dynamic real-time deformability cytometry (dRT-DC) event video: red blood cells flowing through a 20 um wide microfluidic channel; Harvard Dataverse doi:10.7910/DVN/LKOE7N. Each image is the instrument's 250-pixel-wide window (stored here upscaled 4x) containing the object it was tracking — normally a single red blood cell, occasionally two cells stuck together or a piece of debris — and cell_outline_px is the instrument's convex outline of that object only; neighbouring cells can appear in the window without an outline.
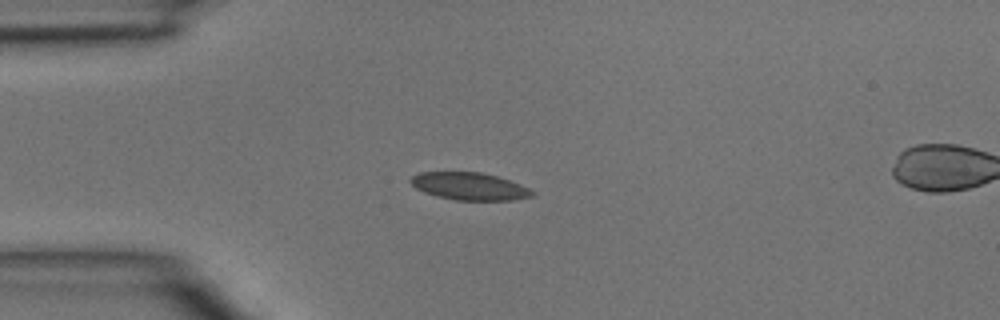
{"species": "common noctule bat (a hibernating species)", "species_latin": "Nyctalus noctula", "temperature_condition": "room temperature", "stored_images_in_passage": 2, "segment_of_instrument_passage": [1, 2], "camera_frame_rate_fps": 3000, "um_per_image_px": 0.085, "animal": {"sex": "male", "body_mass_g": 15.6}, "frame": {"image": 1, "passage_image": 1, "time_ms": 0.0, "image_size_px": [1000, 320], "cell_outline_px": [[536, 196], [512, 200], [456, 200], [436, 196], [424, 192], [416, 188], [408, 180], [412, 176], [420, 172], [480, 172], [496, 176], [520, 184], [536, 192]], "centroid_in_image_um": [39.91, 15.84], "position_along_channel_um": 45.1, "area_um2": 19.48}}